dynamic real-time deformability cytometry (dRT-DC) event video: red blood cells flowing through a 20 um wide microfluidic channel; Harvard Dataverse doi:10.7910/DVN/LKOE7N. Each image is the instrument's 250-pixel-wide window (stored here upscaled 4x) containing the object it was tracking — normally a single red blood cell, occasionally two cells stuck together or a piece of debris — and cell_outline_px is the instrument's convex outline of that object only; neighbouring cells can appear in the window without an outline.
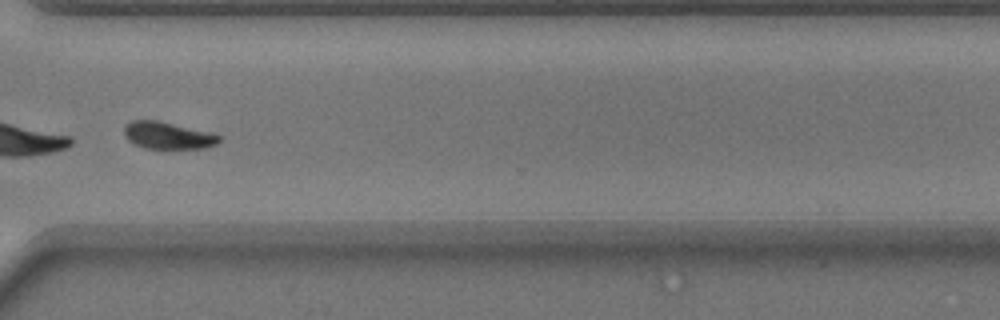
{"species": "common noctule bat (a hibernating species)", "species_latin": "Nyctalus noctula", "temperature_condition": "warm", "stored_images_in_passage": 51, "segment_of_instrument_passage": [2, 2], "camera_frame_rate_fps": 3000, "um_per_image_px": 0.085, "animal": {"sex": "male", "body_mass_g": 17.9}, "frame": {"image": 1, "passage_image": 40, "time_ms": 13.0, "image_size_px": [1000, 320], "cell_outline_px": [[220, 140], [216, 144], [208, 148], [144, 148], [128, 140], [124, 136], [124, 128], [132, 120], [156, 120], [216, 132], [220, 136]], "centroid_in_image_um": [14.33, 11.5], "position_along_channel_um": 356.3, "area_um2": 15.14}}